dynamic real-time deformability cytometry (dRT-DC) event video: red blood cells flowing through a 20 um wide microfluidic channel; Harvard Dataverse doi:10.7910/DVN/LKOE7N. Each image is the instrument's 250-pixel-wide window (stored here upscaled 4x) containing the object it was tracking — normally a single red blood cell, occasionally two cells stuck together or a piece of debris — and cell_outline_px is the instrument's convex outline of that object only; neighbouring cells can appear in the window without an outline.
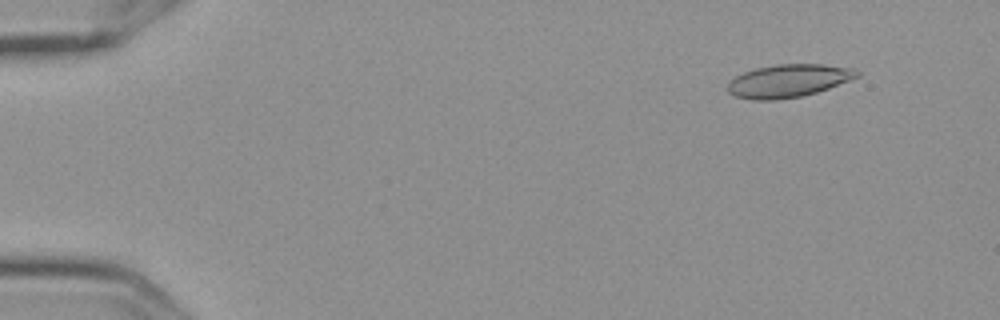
{"species": "Egyptian fruit bat (a non-hibernating species)", "species_latin": "Rousettus aegyptiacus", "temperature_condition": "cold", "stored_images_in_passage": 5, "camera_frame_rate_fps": 3000, "um_per_image_px": 0.085, "frame": {"image": 1, "passage_image": 2, "time_ms": 0.333, "image_size_px": [1000, 320], "cell_outline_px": [[860, 76], [828, 88], [816, 92], [800, 96], [776, 100], [752, 100], [736, 96], [728, 92], [728, 84], [736, 76], [744, 72], [756, 68], [776, 64], [824, 64], [856, 68], [860, 72]], "centroid_in_image_um": [67.05, 6.86], "position_along_channel_um": 18.0, "area_um2": 24.74}}